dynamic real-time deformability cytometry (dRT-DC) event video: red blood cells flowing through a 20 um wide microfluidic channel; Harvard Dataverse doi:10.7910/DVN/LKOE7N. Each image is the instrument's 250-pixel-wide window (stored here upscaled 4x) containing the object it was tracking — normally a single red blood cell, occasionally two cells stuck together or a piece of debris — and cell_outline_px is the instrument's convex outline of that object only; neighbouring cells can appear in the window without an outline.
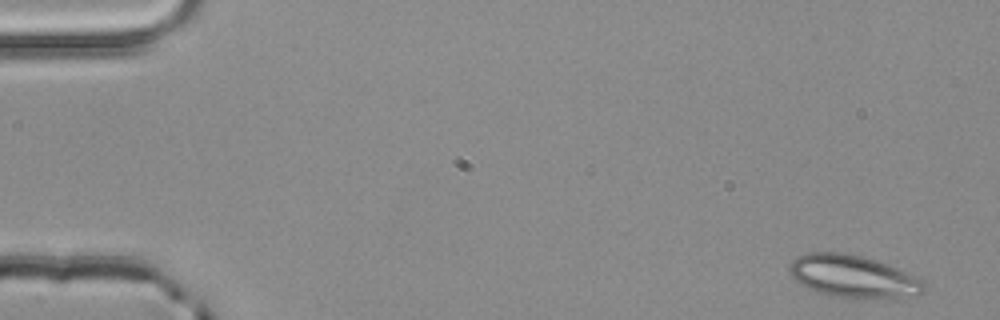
{"species": "common noctule bat (a hibernating species)", "species_latin": "Nyctalus noctula", "temperature_condition": "room temperature", "stored_images_in_passage": 4, "camera_frame_rate_fps": 3000, "um_per_image_px": 0.085, "animal": {"sex": "male", "body_mass_g": 20.4}, "frame": {"image": 1, "passage_image": 1, "time_ms": 0.0, "image_size_px": [1000, 320], "cell_outline_px": [[924, 292], [920, 296], [900, 300], [848, 300], [832, 296], [820, 292], [800, 284], [788, 272], [788, 268], [792, 260], [808, 252], [844, 252], [876, 260], [896, 268], [920, 280], [924, 284]], "centroid_in_image_um": [72.56, 23.56], "position_along_channel_um": 12.4, "area_um2": 34.16}}